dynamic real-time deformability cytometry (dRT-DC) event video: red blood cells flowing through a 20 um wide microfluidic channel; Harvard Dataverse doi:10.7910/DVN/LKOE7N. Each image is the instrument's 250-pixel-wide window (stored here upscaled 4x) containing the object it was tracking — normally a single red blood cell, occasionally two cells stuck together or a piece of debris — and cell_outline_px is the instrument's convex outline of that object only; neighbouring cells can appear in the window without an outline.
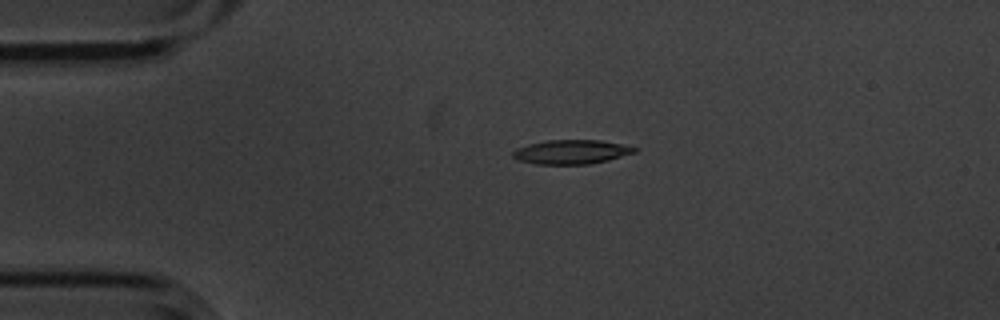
{"species": "common noctule bat (a hibernating species)", "species_latin": "Nyctalus noctula", "temperature_condition": "cold", "stored_images_in_passage": 3, "camera_frame_rate_fps": 3000, "um_per_image_px": 0.085, "animal": {"sex": "male", "body_mass_g": 20.1, "forearm_length_mm": 53.5}, "frame": {"image": 1, "passage_image": 1, "time_ms": 0.0, "image_size_px": [1000, 320], "cell_outline_px": [[636, 152], [608, 160], [588, 164], [536, 164], [520, 160], [512, 156], [512, 152], [516, 148], [528, 144], [548, 140], [600, 140], [624, 144], [636, 148]], "centroid_in_image_um": [48.56, 12.91], "position_along_channel_um": 36.4, "area_um2": 17.05}}